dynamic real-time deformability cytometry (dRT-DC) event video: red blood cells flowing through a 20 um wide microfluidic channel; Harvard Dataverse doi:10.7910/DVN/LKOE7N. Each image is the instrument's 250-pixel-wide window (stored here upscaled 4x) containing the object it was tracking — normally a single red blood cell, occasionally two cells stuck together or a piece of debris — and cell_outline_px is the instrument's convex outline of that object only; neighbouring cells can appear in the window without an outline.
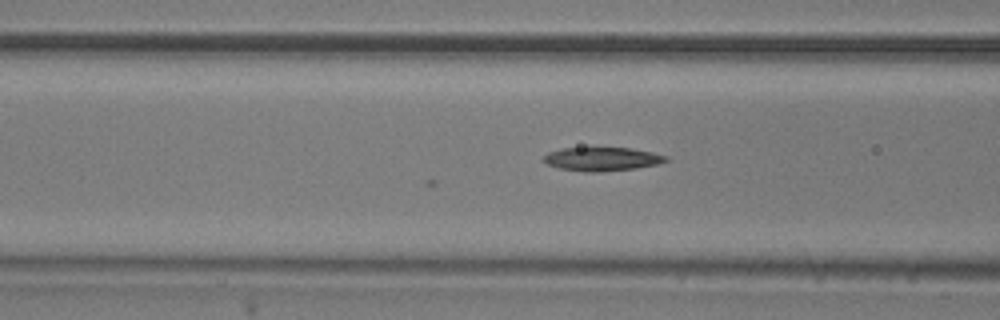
{"species": "common noctule bat (a hibernating species)", "species_latin": "Nyctalus noctula", "temperature_condition": "room temperature", "stored_images_in_passage": 5, "camera_frame_rate_fps": 3000, "um_per_image_px": 0.085, "animal": {"sex": "male", "body_mass_g": 20.5, "forearm_length_mm": 52.5}, "frame": {"image": 1, "passage_image": 5, "time_ms": 1.333, "image_size_px": [1000, 320], "cell_outline_px": [[668, 160], [660, 164], [636, 168], [600, 172], [584, 172], [560, 168], [548, 164], [540, 160], [548, 152], [564, 148], [628, 148], [652, 152], [668, 156]], "centroid_in_image_um": [51.18, 13.52], "position_along_channel_um": 115.4, "area_um2": 16.88}}